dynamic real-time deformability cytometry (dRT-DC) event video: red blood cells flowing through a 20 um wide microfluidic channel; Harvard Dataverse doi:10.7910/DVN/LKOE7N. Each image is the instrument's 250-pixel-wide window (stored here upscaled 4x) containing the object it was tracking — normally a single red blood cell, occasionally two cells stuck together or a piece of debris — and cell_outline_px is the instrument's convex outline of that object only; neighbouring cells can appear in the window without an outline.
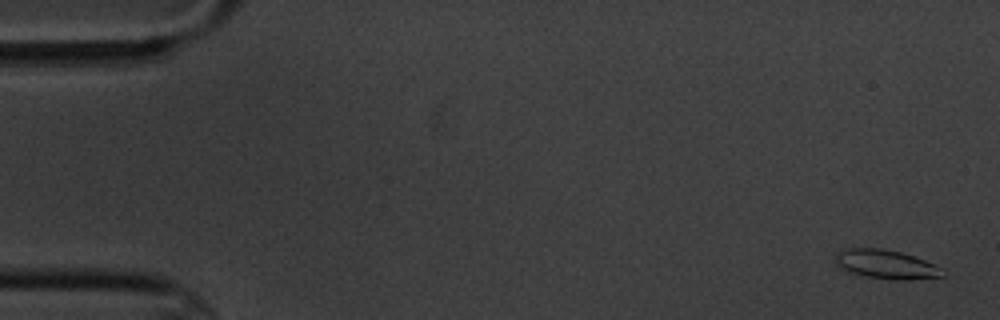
{"species": "common noctule bat (a hibernating species)", "species_latin": "Nyctalus noctula", "temperature_condition": "cold", "stored_images_in_passage": 8, "camera_frame_rate_fps": 3000, "um_per_image_px": 0.085, "animal": {"sex": "male", "body_mass_g": 20.1, "forearm_length_mm": 53.5}, "frame": {"image": 1, "passage_image": 1, "time_ms": 0.0, "image_size_px": [1000, 320], "cell_outline_px": [[944, 276], [908, 280], [892, 280], [864, 276], [848, 272], [840, 268], [836, 264], [836, 252], [840, 248], [884, 248], [900, 252], [924, 260], [944, 268]], "centroid_in_image_um": [75.29, 22.47], "position_along_channel_um": 9.7, "area_um2": 18.38}}
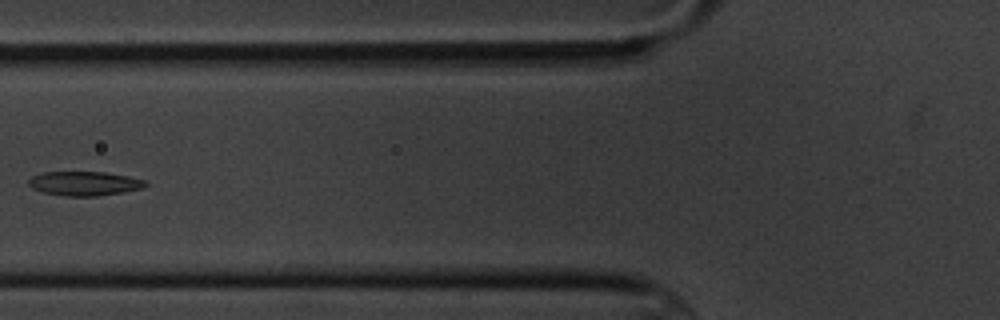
{"frame": {"image": 2, "passage_image": 7, "time_ms": 7.0, "image_size_px": [1000, 320], "cell_outline_px": [[148, 184], [140, 188], [124, 192], [96, 196], [64, 196], [44, 192], [32, 188], [28, 184], [28, 180], [32, 176], [44, 172], [104, 172], [128, 176], [148, 180]], "centroid_in_image_um": [7.19, 15.59], "position_along_channel_um": 118.6, "area_um2": 16.47}}
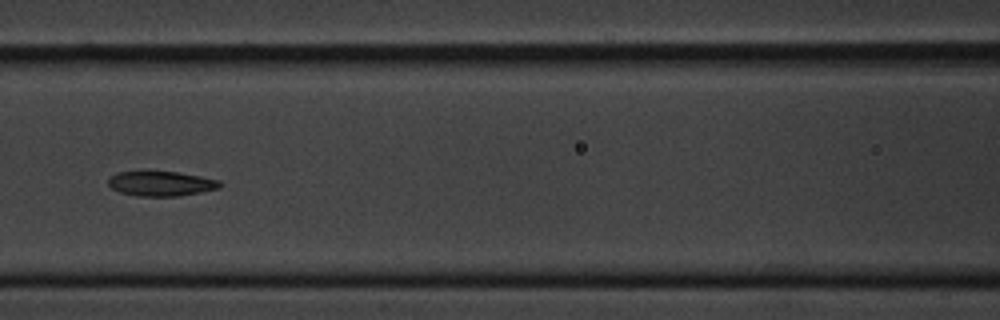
{"frame": {"image": 3, "passage_image": 8, "time_ms": 8.0, "image_size_px": [1000, 320], "cell_outline_px": [[224, 184], [220, 188], [200, 192], [176, 196], [136, 196], [120, 192], [112, 188], [108, 184], [108, 180], [116, 172], [176, 172], [200, 176], [220, 180]], "centroid_in_image_um": [13.72, 15.61], "position_along_channel_um": 152.9, "area_um2": 16.01}}